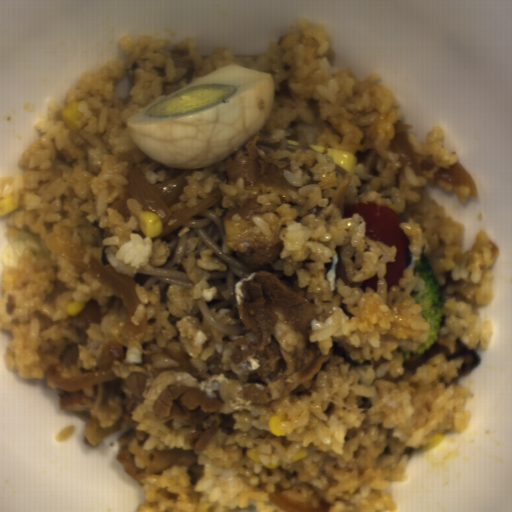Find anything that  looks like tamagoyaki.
I'll return each mask as SVG.
<instances>
[{"label": "tamagoyaki", "mask_w": 512, "mask_h": 512, "mask_svg": "<svg viewBox=\"0 0 512 512\" xmlns=\"http://www.w3.org/2000/svg\"><path fill=\"white\" fill-rule=\"evenodd\" d=\"M310 145L311 150L319 154H324L333 158L335 162V169L338 170L343 175L346 174L347 172L353 174V168L358 165L356 153L353 154L349 151L329 149L311 142Z\"/></svg>", "instance_id": "81b7327e"}]
</instances>
